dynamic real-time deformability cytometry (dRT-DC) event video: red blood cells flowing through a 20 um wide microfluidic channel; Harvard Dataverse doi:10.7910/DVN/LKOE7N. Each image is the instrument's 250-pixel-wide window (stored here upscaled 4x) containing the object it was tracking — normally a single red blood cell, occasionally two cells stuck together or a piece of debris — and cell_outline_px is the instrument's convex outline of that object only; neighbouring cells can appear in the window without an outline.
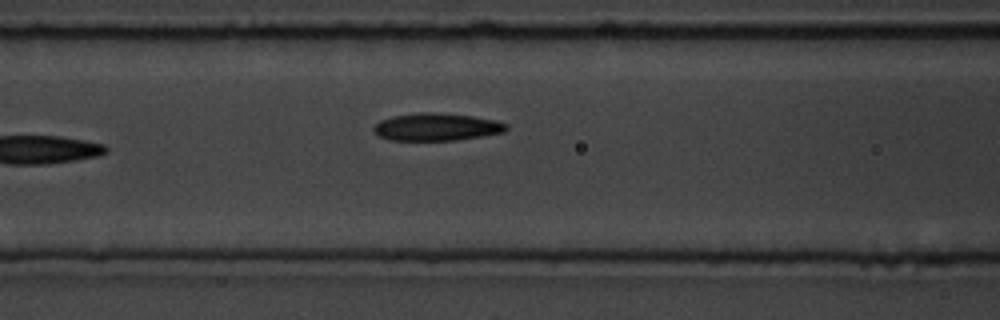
{"species": "common noctule bat (a hibernating species)", "species_latin": "Nyctalus noctula", "temperature_condition": "room temperature", "stored_images_in_passage": 7, "camera_frame_rate_fps": 3000, "um_per_image_px": 0.085, "animal": {"sex": "male", "body_mass_g": 19.5, "forearm_length_mm": 54.6}, "frame": {"image": 1, "passage_image": 7, "time_ms": 7.0, "image_size_px": [1000, 320], "cell_outline_px": [[508, 128], [504, 132], [456, 140], [388, 140], [380, 136], [372, 128], [380, 120], [392, 116], [420, 112], [432, 112], [472, 116], [496, 120], [508, 124]], "centroid_in_image_um": [37.11, 10.78], "position_along_channel_um": 129.5, "area_um2": 21.15}}